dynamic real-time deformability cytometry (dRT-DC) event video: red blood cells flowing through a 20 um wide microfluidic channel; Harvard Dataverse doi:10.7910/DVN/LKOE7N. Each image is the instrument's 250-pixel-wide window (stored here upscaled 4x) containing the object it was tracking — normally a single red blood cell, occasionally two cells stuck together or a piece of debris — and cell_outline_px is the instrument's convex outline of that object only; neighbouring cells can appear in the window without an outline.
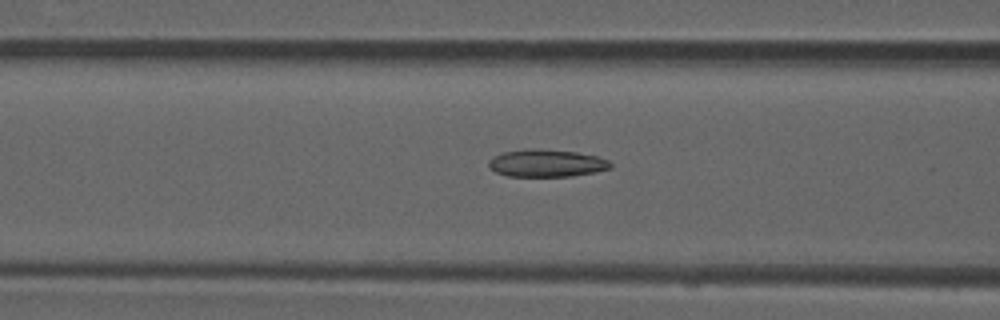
{"species": "common noctule bat (a hibernating species)", "species_latin": "Nyctalus noctula", "temperature_condition": "room temperature", "stored_images_in_passage": 51, "camera_frame_rate_fps": 3000, "um_per_image_px": 0.085, "animal": {"sex": "male", "forearm_length_mm": 52.5}, "frame": {"image": 1, "passage_image": 20, "time_ms": 6.333, "image_size_px": [1000, 320], "cell_outline_px": [[612, 168], [596, 172], [572, 176], [508, 176], [496, 172], [488, 168], [488, 160], [492, 156], [500, 152], [532, 148], [540, 148], [576, 152], [596, 156], [608, 160], [612, 164]], "centroid_in_image_um": [46.42, 13.86], "position_along_channel_um": 120.2, "area_um2": 19.77}}
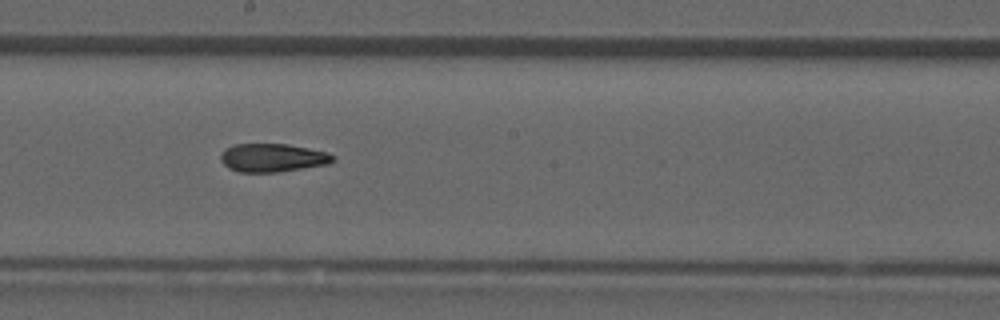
{"frame": {"image": 2, "passage_image": 28, "time_ms": 9.0, "image_size_px": [1000, 320], "cell_outline_px": [[336, 160], [328, 164], [276, 172], [240, 172], [228, 168], [220, 160], [220, 152], [224, 148], [232, 144], [288, 144], [328, 152], [336, 156]], "centroid_in_image_um": [23.15, 13.4], "position_along_channel_um": 225.0, "area_um2": 18.73}}
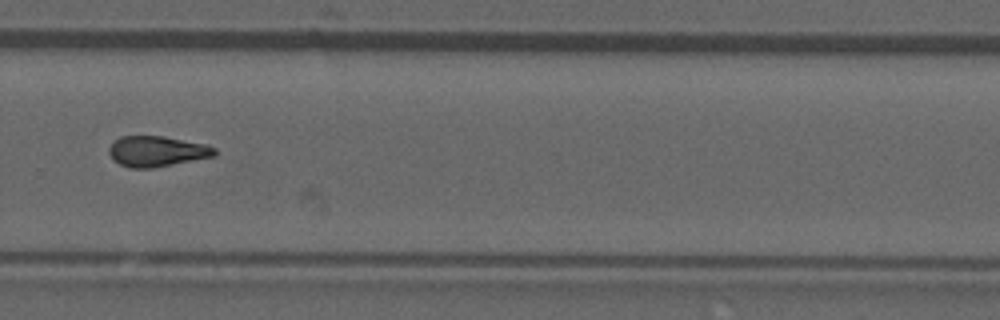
{"frame": {"image": 3, "passage_image": 35, "time_ms": 11.333, "image_size_px": [1000, 320], "cell_outline_px": [[216, 156], [152, 168], [128, 168], [112, 160], [108, 152], [108, 148], [120, 136], [164, 136], [208, 144], [216, 148]], "centroid_in_image_um": [13.35, 12.86], "position_along_channel_um": 316.5, "area_um2": 19.02}, "authors_computed_cell_mechanics": {"area_um2": 19.074, "velocity_mm_per_s": 3.9324, "shape_relaxation_time_tau1_ms": null, "shape_relaxation_time_tau2_ms": 2.3801, "deformation_change_tau1": null, "deformation_change_tau2": 0.0967}}